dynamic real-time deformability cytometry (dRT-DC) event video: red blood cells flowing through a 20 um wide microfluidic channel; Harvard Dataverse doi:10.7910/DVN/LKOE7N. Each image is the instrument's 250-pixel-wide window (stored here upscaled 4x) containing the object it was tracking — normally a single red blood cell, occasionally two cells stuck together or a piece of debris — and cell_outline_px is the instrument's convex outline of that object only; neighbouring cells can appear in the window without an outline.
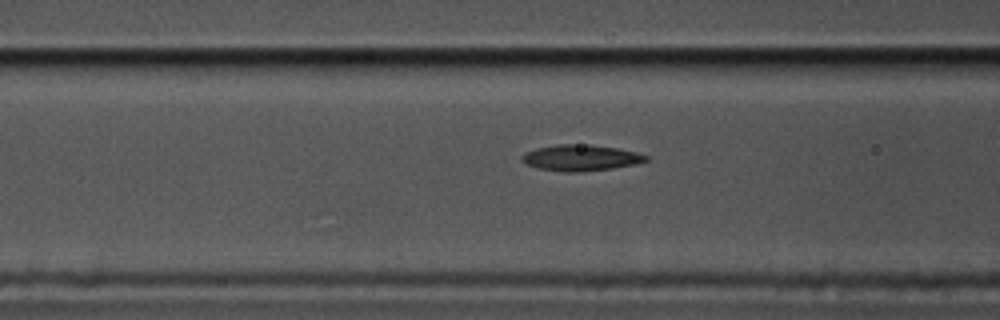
{"species": "common noctule bat (a hibernating species)", "species_latin": "Nyctalus noctula", "temperature_condition": "cold", "stored_images_in_passage": 39, "camera_frame_rate_fps": 3000, "um_per_image_px": 0.085, "animal": {"sex": "male", "body_mass_g": 17.5, "forearm_length_mm": 52.3}, "frame": {"image": 1, "passage_image": 8, "time_ms": 2.333, "image_size_px": [1000, 320], "cell_outline_px": [[648, 160], [636, 164], [612, 168], [580, 172], [564, 172], [536, 168], [520, 160], [520, 156], [524, 152], [536, 148], [556, 144], [592, 144], [616, 148], [636, 152], [648, 156]], "centroid_in_image_um": [49.32, 13.41], "position_along_channel_um": 117.3, "area_um2": 19.02}}
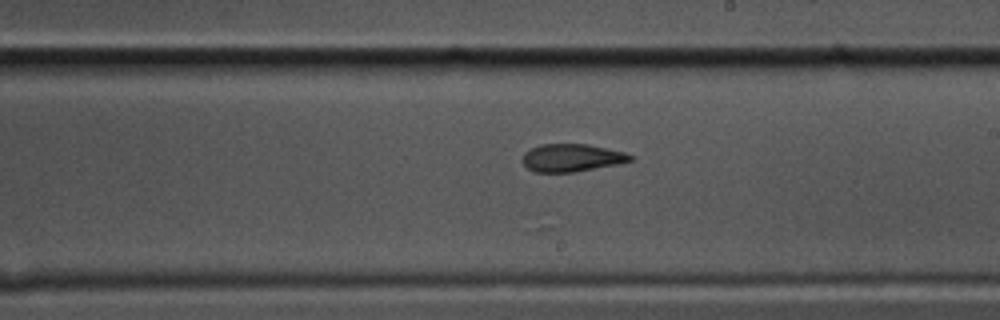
{"frame": {"image": 2, "passage_image": 19, "time_ms": 6.0, "image_size_px": [1000, 320], "cell_outline_px": [[632, 160], [616, 164], [576, 172], [532, 172], [520, 160], [524, 152], [540, 144], [588, 144], [608, 148], [624, 152], [632, 156]], "centroid_in_image_um": [48.54, 13.41], "position_along_channel_um": 240.5, "area_um2": 17.46}}
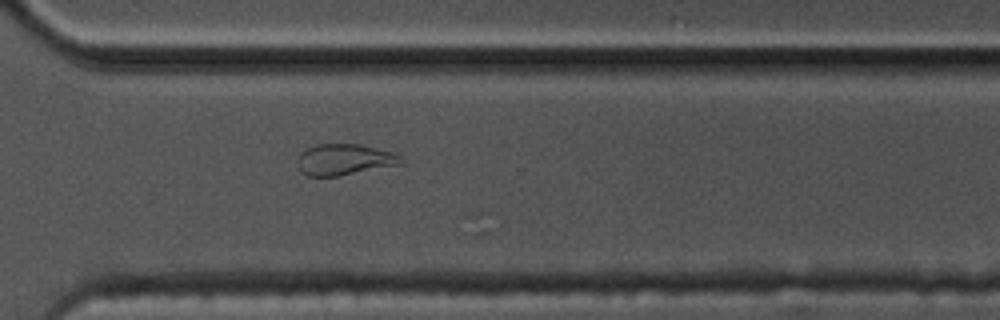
{"frame": {"image": 3, "passage_image": 28, "time_ms": 9.0, "image_size_px": [1000, 320], "cell_outline_px": [[404, 164], [340, 176], [308, 176], [300, 172], [296, 164], [296, 160], [300, 152], [316, 144], [360, 144], [392, 152], [400, 156], [404, 160]], "centroid_in_image_um": [29.26, 13.57], "position_along_channel_um": 341.3, "area_um2": 19.13}, "authors_computed_cell_mechanics": {"area_um2": 18.5538, "velocity_mm_per_s": 3.3602, "shape_relaxation_time_tau1_ms": null, "shape_relaxation_time_tau2_ms": 2.9099, "deformation_change_tau1": null, "deformation_change_tau2": 0.094}}